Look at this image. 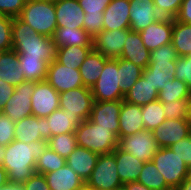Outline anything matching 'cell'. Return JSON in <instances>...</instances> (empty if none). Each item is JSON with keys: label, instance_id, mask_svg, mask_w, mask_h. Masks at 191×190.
Here are the masks:
<instances>
[{"label": "cell", "instance_id": "52a82bcc", "mask_svg": "<svg viewBox=\"0 0 191 190\" xmlns=\"http://www.w3.org/2000/svg\"><path fill=\"white\" fill-rule=\"evenodd\" d=\"M118 58L109 59L101 71L100 77L91 87L94 101H116L124 99L119 84Z\"/></svg>", "mask_w": 191, "mask_h": 190}, {"label": "cell", "instance_id": "db71d44e", "mask_svg": "<svg viewBox=\"0 0 191 190\" xmlns=\"http://www.w3.org/2000/svg\"><path fill=\"white\" fill-rule=\"evenodd\" d=\"M123 185L127 188V190H151L150 188L146 187L145 185L137 181L128 182Z\"/></svg>", "mask_w": 191, "mask_h": 190}, {"label": "cell", "instance_id": "d590c367", "mask_svg": "<svg viewBox=\"0 0 191 190\" xmlns=\"http://www.w3.org/2000/svg\"><path fill=\"white\" fill-rule=\"evenodd\" d=\"M137 182L142 183L151 190H165L170 188L152 161L144 162Z\"/></svg>", "mask_w": 191, "mask_h": 190}, {"label": "cell", "instance_id": "8d00e7d4", "mask_svg": "<svg viewBox=\"0 0 191 190\" xmlns=\"http://www.w3.org/2000/svg\"><path fill=\"white\" fill-rule=\"evenodd\" d=\"M191 96V90L185 82L177 78L169 80V83L159 91L158 100L161 103H169L174 100L188 99Z\"/></svg>", "mask_w": 191, "mask_h": 190}, {"label": "cell", "instance_id": "30bf717a", "mask_svg": "<svg viewBox=\"0 0 191 190\" xmlns=\"http://www.w3.org/2000/svg\"><path fill=\"white\" fill-rule=\"evenodd\" d=\"M59 107L72 114L87 120L90 117L94 103L91 88L81 86L59 93Z\"/></svg>", "mask_w": 191, "mask_h": 190}, {"label": "cell", "instance_id": "f6af8a7d", "mask_svg": "<svg viewBox=\"0 0 191 190\" xmlns=\"http://www.w3.org/2000/svg\"><path fill=\"white\" fill-rule=\"evenodd\" d=\"M175 78L185 82L191 90V55L179 57L177 59Z\"/></svg>", "mask_w": 191, "mask_h": 190}, {"label": "cell", "instance_id": "9a60e30c", "mask_svg": "<svg viewBox=\"0 0 191 190\" xmlns=\"http://www.w3.org/2000/svg\"><path fill=\"white\" fill-rule=\"evenodd\" d=\"M123 101H94L89 119L99 127L110 128L119 138V114Z\"/></svg>", "mask_w": 191, "mask_h": 190}, {"label": "cell", "instance_id": "5bb4252c", "mask_svg": "<svg viewBox=\"0 0 191 190\" xmlns=\"http://www.w3.org/2000/svg\"><path fill=\"white\" fill-rule=\"evenodd\" d=\"M15 140L30 144L32 141L49 140L51 131H47V118L28 116L15 123Z\"/></svg>", "mask_w": 191, "mask_h": 190}, {"label": "cell", "instance_id": "681fc988", "mask_svg": "<svg viewBox=\"0 0 191 190\" xmlns=\"http://www.w3.org/2000/svg\"><path fill=\"white\" fill-rule=\"evenodd\" d=\"M112 0H78L84 13L103 15L104 10Z\"/></svg>", "mask_w": 191, "mask_h": 190}, {"label": "cell", "instance_id": "603a6c76", "mask_svg": "<svg viewBox=\"0 0 191 190\" xmlns=\"http://www.w3.org/2000/svg\"><path fill=\"white\" fill-rule=\"evenodd\" d=\"M99 154L77 146L66 158V164L86 183L96 166Z\"/></svg>", "mask_w": 191, "mask_h": 190}, {"label": "cell", "instance_id": "484cf974", "mask_svg": "<svg viewBox=\"0 0 191 190\" xmlns=\"http://www.w3.org/2000/svg\"><path fill=\"white\" fill-rule=\"evenodd\" d=\"M0 80L13 86H18L26 81L18 60V53L13 49L0 52Z\"/></svg>", "mask_w": 191, "mask_h": 190}, {"label": "cell", "instance_id": "3957f363", "mask_svg": "<svg viewBox=\"0 0 191 190\" xmlns=\"http://www.w3.org/2000/svg\"><path fill=\"white\" fill-rule=\"evenodd\" d=\"M178 58L179 55L172 43L160 46L150 51V62L143 69L142 76L160 91L169 83V80L175 78Z\"/></svg>", "mask_w": 191, "mask_h": 190}, {"label": "cell", "instance_id": "d6a6232c", "mask_svg": "<svg viewBox=\"0 0 191 190\" xmlns=\"http://www.w3.org/2000/svg\"><path fill=\"white\" fill-rule=\"evenodd\" d=\"M172 45L179 57L191 55V24L173 19Z\"/></svg>", "mask_w": 191, "mask_h": 190}, {"label": "cell", "instance_id": "44dd1931", "mask_svg": "<svg viewBox=\"0 0 191 190\" xmlns=\"http://www.w3.org/2000/svg\"><path fill=\"white\" fill-rule=\"evenodd\" d=\"M57 27L83 28L84 11L78 0L54 1Z\"/></svg>", "mask_w": 191, "mask_h": 190}, {"label": "cell", "instance_id": "4dcf8cb0", "mask_svg": "<svg viewBox=\"0 0 191 190\" xmlns=\"http://www.w3.org/2000/svg\"><path fill=\"white\" fill-rule=\"evenodd\" d=\"M159 91L156 87L141 76L129 91L124 94V101L139 106L147 105L150 102L158 100Z\"/></svg>", "mask_w": 191, "mask_h": 190}, {"label": "cell", "instance_id": "6da1fadb", "mask_svg": "<svg viewBox=\"0 0 191 190\" xmlns=\"http://www.w3.org/2000/svg\"><path fill=\"white\" fill-rule=\"evenodd\" d=\"M47 146V140L27 144L15 139L7 145L2 167L9 182L25 183L35 173L36 162Z\"/></svg>", "mask_w": 191, "mask_h": 190}, {"label": "cell", "instance_id": "f35d334b", "mask_svg": "<svg viewBox=\"0 0 191 190\" xmlns=\"http://www.w3.org/2000/svg\"><path fill=\"white\" fill-rule=\"evenodd\" d=\"M66 165V159L47 146L36 162L35 173L47 174Z\"/></svg>", "mask_w": 191, "mask_h": 190}, {"label": "cell", "instance_id": "ac0fdd59", "mask_svg": "<svg viewBox=\"0 0 191 190\" xmlns=\"http://www.w3.org/2000/svg\"><path fill=\"white\" fill-rule=\"evenodd\" d=\"M173 18L161 17L140 31L142 41L149 51L172 43Z\"/></svg>", "mask_w": 191, "mask_h": 190}, {"label": "cell", "instance_id": "836d02e7", "mask_svg": "<svg viewBox=\"0 0 191 190\" xmlns=\"http://www.w3.org/2000/svg\"><path fill=\"white\" fill-rule=\"evenodd\" d=\"M119 87L123 94L142 76L143 68L123 58H118Z\"/></svg>", "mask_w": 191, "mask_h": 190}, {"label": "cell", "instance_id": "c3c4849f", "mask_svg": "<svg viewBox=\"0 0 191 190\" xmlns=\"http://www.w3.org/2000/svg\"><path fill=\"white\" fill-rule=\"evenodd\" d=\"M26 0H0V15L18 17Z\"/></svg>", "mask_w": 191, "mask_h": 190}, {"label": "cell", "instance_id": "83f0119b", "mask_svg": "<svg viewBox=\"0 0 191 190\" xmlns=\"http://www.w3.org/2000/svg\"><path fill=\"white\" fill-rule=\"evenodd\" d=\"M56 48L67 46H93V38L83 28L57 27L52 37Z\"/></svg>", "mask_w": 191, "mask_h": 190}, {"label": "cell", "instance_id": "b9f144b4", "mask_svg": "<svg viewBox=\"0 0 191 190\" xmlns=\"http://www.w3.org/2000/svg\"><path fill=\"white\" fill-rule=\"evenodd\" d=\"M166 119H186L187 99L162 103Z\"/></svg>", "mask_w": 191, "mask_h": 190}, {"label": "cell", "instance_id": "6125c7cd", "mask_svg": "<svg viewBox=\"0 0 191 190\" xmlns=\"http://www.w3.org/2000/svg\"><path fill=\"white\" fill-rule=\"evenodd\" d=\"M115 190H127V188L124 185H122V186L116 188Z\"/></svg>", "mask_w": 191, "mask_h": 190}, {"label": "cell", "instance_id": "e0dca14e", "mask_svg": "<svg viewBox=\"0 0 191 190\" xmlns=\"http://www.w3.org/2000/svg\"><path fill=\"white\" fill-rule=\"evenodd\" d=\"M127 38V29L102 30L93 39V49L108 59L120 58Z\"/></svg>", "mask_w": 191, "mask_h": 190}, {"label": "cell", "instance_id": "8fae6325", "mask_svg": "<svg viewBox=\"0 0 191 190\" xmlns=\"http://www.w3.org/2000/svg\"><path fill=\"white\" fill-rule=\"evenodd\" d=\"M118 146L143 162L151 161L160 148L149 130L120 137Z\"/></svg>", "mask_w": 191, "mask_h": 190}, {"label": "cell", "instance_id": "e575fe53", "mask_svg": "<svg viewBox=\"0 0 191 190\" xmlns=\"http://www.w3.org/2000/svg\"><path fill=\"white\" fill-rule=\"evenodd\" d=\"M21 70L27 81H44L48 70V62L43 58L18 57Z\"/></svg>", "mask_w": 191, "mask_h": 190}, {"label": "cell", "instance_id": "ffe728a7", "mask_svg": "<svg viewBox=\"0 0 191 190\" xmlns=\"http://www.w3.org/2000/svg\"><path fill=\"white\" fill-rule=\"evenodd\" d=\"M130 0H112L103 12V30L130 29Z\"/></svg>", "mask_w": 191, "mask_h": 190}, {"label": "cell", "instance_id": "2e32d148", "mask_svg": "<svg viewBox=\"0 0 191 190\" xmlns=\"http://www.w3.org/2000/svg\"><path fill=\"white\" fill-rule=\"evenodd\" d=\"M152 134L160 148H168L190 134V124L186 119H166Z\"/></svg>", "mask_w": 191, "mask_h": 190}, {"label": "cell", "instance_id": "4fadbf2b", "mask_svg": "<svg viewBox=\"0 0 191 190\" xmlns=\"http://www.w3.org/2000/svg\"><path fill=\"white\" fill-rule=\"evenodd\" d=\"M59 102V93L46 80L36 82L31 95L32 115L47 117L60 108Z\"/></svg>", "mask_w": 191, "mask_h": 190}, {"label": "cell", "instance_id": "7402d4cb", "mask_svg": "<svg viewBox=\"0 0 191 190\" xmlns=\"http://www.w3.org/2000/svg\"><path fill=\"white\" fill-rule=\"evenodd\" d=\"M120 58L133 62L143 69L147 67L150 62V51L144 45L139 32L127 29V38Z\"/></svg>", "mask_w": 191, "mask_h": 190}, {"label": "cell", "instance_id": "ee69618b", "mask_svg": "<svg viewBox=\"0 0 191 190\" xmlns=\"http://www.w3.org/2000/svg\"><path fill=\"white\" fill-rule=\"evenodd\" d=\"M14 129L15 122L0 112V145L7 146L15 139Z\"/></svg>", "mask_w": 191, "mask_h": 190}, {"label": "cell", "instance_id": "ab89813d", "mask_svg": "<svg viewBox=\"0 0 191 190\" xmlns=\"http://www.w3.org/2000/svg\"><path fill=\"white\" fill-rule=\"evenodd\" d=\"M48 146L65 159L77 147L75 132L63 133L52 136L48 141Z\"/></svg>", "mask_w": 191, "mask_h": 190}, {"label": "cell", "instance_id": "9c48e42d", "mask_svg": "<svg viewBox=\"0 0 191 190\" xmlns=\"http://www.w3.org/2000/svg\"><path fill=\"white\" fill-rule=\"evenodd\" d=\"M36 81H25L15 86L13 95L4 105L2 113L12 121L19 122L25 117L32 115L31 95L33 94Z\"/></svg>", "mask_w": 191, "mask_h": 190}, {"label": "cell", "instance_id": "7dc6e473", "mask_svg": "<svg viewBox=\"0 0 191 190\" xmlns=\"http://www.w3.org/2000/svg\"><path fill=\"white\" fill-rule=\"evenodd\" d=\"M83 29L94 39L103 30V15L85 13Z\"/></svg>", "mask_w": 191, "mask_h": 190}, {"label": "cell", "instance_id": "bcb514c9", "mask_svg": "<svg viewBox=\"0 0 191 190\" xmlns=\"http://www.w3.org/2000/svg\"><path fill=\"white\" fill-rule=\"evenodd\" d=\"M173 152L182 159L186 166L191 170V137L188 136L177 141L169 147Z\"/></svg>", "mask_w": 191, "mask_h": 190}, {"label": "cell", "instance_id": "816d5d0a", "mask_svg": "<svg viewBox=\"0 0 191 190\" xmlns=\"http://www.w3.org/2000/svg\"><path fill=\"white\" fill-rule=\"evenodd\" d=\"M181 23L191 24V0H183L180 9L174 18Z\"/></svg>", "mask_w": 191, "mask_h": 190}, {"label": "cell", "instance_id": "8992f818", "mask_svg": "<svg viewBox=\"0 0 191 190\" xmlns=\"http://www.w3.org/2000/svg\"><path fill=\"white\" fill-rule=\"evenodd\" d=\"M151 161L170 188L178 187L190 174L185 162L169 147L159 148Z\"/></svg>", "mask_w": 191, "mask_h": 190}, {"label": "cell", "instance_id": "5b68a950", "mask_svg": "<svg viewBox=\"0 0 191 190\" xmlns=\"http://www.w3.org/2000/svg\"><path fill=\"white\" fill-rule=\"evenodd\" d=\"M18 18L38 34L51 38L57 29L55 6L52 0H26Z\"/></svg>", "mask_w": 191, "mask_h": 190}, {"label": "cell", "instance_id": "1f68e13d", "mask_svg": "<svg viewBox=\"0 0 191 190\" xmlns=\"http://www.w3.org/2000/svg\"><path fill=\"white\" fill-rule=\"evenodd\" d=\"M93 46H67L57 48L56 61L62 65L80 68Z\"/></svg>", "mask_w": 191, "mask_h": 190}, {"label": "cell", "instance_id": "d4e9b609", "mask_svg": "<svg viewBox=\"0 0 191 190\" xmlns=\"http://www.w3.org/2000/svg\"><path fill=\"white\" fill-rule=\"evenodd\" d=\"M112 153L115 155L121 182L125 184L137 181L144 162L122 150L119 146Z\"/></svg>", "mask_w": 191, "mask_h": 190}, {"label": "cell", "instance_id": "be15d7a7", "mask_svg": "<svg viewBox=\"0 0 191 190\" xmlns=\"http://www.w3.org/2000/svg\"><path fill=\"white\" fill-rule=\"evenodd\" d=\"M165 190H178L177 187H171V188H168V189H165Z\"/></svg>", "mask_w": 191, "mask_h": 190}, {"label": "cell", "instance_id": "277c9868", "mask_svg": "<svg viewBox=\"0 0 191 190\" xmlns=\"http://www.w3.org/2000/svg\"><path fill=\"white\" fill-rule=\"evenodd\" d=\"M77 146L99 155L112 153L119 145V138L110 128L99 127L89 118L75 130Z\"/></svg>", "mask_w": 191, "mask_h": 190}, {"label": "cell", "instance_id": "11a10c76", "mask_svg": "<svg viewBox=\"0 0 191 190\" xmlns=\"http://www.w3.org/2000/svg\"><path fill=\"white\" fill-rule=\"evenodd\" d=\"M0 190H25V188L21 183H13L8 181L0 187Z\"/></svg>", "mask_w": 191, "mask_h": 190}, {"label": "cell", "instance_id": "60d3db41", "mask_svg": "<svg viewBox=\"0 0 191 190\" xmlns=\"http://www.w3.org/2000/svg\"><path fill=\"white\" fill-rule=\"evenodd\" d=\"M13 18L0 15V52L12 50Z\"/></svg>", "mask_w": 191, "mask_h": 190}, {"label": "cell", "instance_id": "7bdbcfd3", "mask_svg": "<svg viewBox=\"0 0 191 190\" xmlns=\"http://www.w3.org/2000/svg\"><path fill=\"white\" fill-rule=\"evenodd\" d=\"M157 13L164 18H175L183 0H153Z\"/></svg>", "mask_w": 191, "mask_h": 190}, {"label": "cell", "instance_id": "9f6ffc18", "mask_svg": "<svg viewBox=\"0 0 191 190\" xmlns=\"http://www.w3.org/2000/svg\"><path fill=\"white\" fill-rule=\"evenodd\" d=\"M8 181L7 171L2 166H0V187H2Z\"/></svg>", "mask_w": 191, "mask_h": 190}, {"label": "cell", "instance_id": "680465c9", "mask_svg": "<svg viewBox=\"0 0 191 190\" xmlns=\"http://www.w3.org/2000/svg\"><path fill=\"white\" fill-rule=\"evenodd\" d=\"M186 120L191 125V96L187 99Z\"/></svg>", "mask_w": 191, "mask_h": 190}, {"label": "cell", "instance_id": "ba28073f", "mask_svg": "<svg viewBox=\"0 0 191 190\" xmlns=\"http://www.w3.org/2000/svg\"><path fill=\"white\" fill-rule=\"evenodd\" d=\"M86 184L93 190H115L123 185L113 153L99 155L96 166Z\"/></svg>", "mask_w": 191, "mask_h": 190}, {"label": "cell", "instance_id": "d6986e66", "mask_svg": "<svg viewBox=\"0 0 191 190\" xmlns=\"http://www.w3.org/2000/svg\"><path fill=\"white\" fill-rule=\"evenodd\" d=\"M130 30L140 32L159 20L153 0H130Z\"/></svg>", "mask_w": 191, "mask_h": 190}, {"label": "cell", "instance_id": "4316f807", "mask_svg": "<svg viewBox=\"0 0 191 190\" xmlns=\"http://www.w3.org/2000/svg\"><path fill=\"white\" fill-rule=\"evenodd\" d=\"M50 190H76L85 182L67 164L54 172L44 174Z\"/></svg>", "mask_w": 191, "mask_h": 190}, {"label": "cell", "instance_id": "f546056e", "mask_svg": "<svg viewBox=\"0 0 191 190\" xmlns=\"http://www.w3.org/2000/svg\"><path fill=\"white\" fill-rule=\"evenodd\" d=\"M108 60V58L94 49L89 52L79 68L83 85L85 87L91 88L96 83L100 77L102 69L105 66V63Z\"/></svg>", "mask_w": 191, "mask_h": 190}, {"label": "cell", "instance_id": "94428289", "mask_svg": "<svg viewBox=\"0 0 191 190\" xmlns=\"http://www.w3.org/2000/svg\"><path fill=\"white\" fill-rule=\"evenodd\" d=\"M76 190H93L91 187H89L86 183L82 186V187H80V188H78V189H76Z\"/></svg>", "mask_w": 191, "mask_h": 190}, {"label": "cell", "instance_id": "74e56055", "mask_svg": "<svg viewBox=\"0 0 191 190\" xmlns=\"http://www.w3.org/2000/svg\"><path fill=\"white\" fill-rule=\"evenodd\" d=\"M141 107L145 130L153 131L165 122L166 116L160 100L150 102Z\"/></svg>", "mask_w": 191, "mask_h": 190}, {"label": "cell", "instance_id": "f5cc1de1", "mask_svg": "<svg viewBox=\"0 0 191 190\" xmlns=\"http://www.w3.org/2000/svg\"><path fill=\"white\" fill-rule=\"evenodd\" d=\"M15 86L0 80V112H2L4 105L13 95Z\"/></svg>", "mask_w": 191, "mask_h": 190}, {"label": "cell", "instance_id": "91938a15", "mask_svg": "<svg viewBox=\"0 0 191 190\" xmlns=\"http://www.w3.org/2000/svg\"><path fill=\"white\" fill-rule=\"evenodd\" d=\"M5 154H6V146L0 145V166L3 165Z\"/></svg>", "mask_w": 191, "mask_h": 190}, {"label": "cell", "instance_id": "7a4b0ae2", "mask_svg": "<svg viewBox=\"0 0 191 190\" xmlns=\"http://www.w3.org/2000/svg\"><path fill=\"white\" fill-rule=\"evenodd\" d=\"M12 49L18 57L43 58L50 63L56 59L57 48L51 37L38 34L18 17L13 18Z\"/></svg>", "mask_w": 191, "mask_h": 190}, {"label": "cell", "instance_id": "f907efd6", "mask_svg": "<svg viewBox=\"0 0 191 190\" xmlns=\"http://www.w3.org/2000/svg\"><path fill=\"white\" fill-rule=\"evenodd\" d=\"M25 190H50L43 174L34 173L25 183Z\"/></svg>", "mask_w": 191, "mask_h": 190}, {"label": "cell", "instance_id": "6f0895ef", "mask_svg": "<svg viewBox=\"0 0 191 190\" xmlns=\"http://www.w3.org/2000/svg\"><path fill=\"white\" fill-rule=\"evenodd\" d=\"M178 190H191V177L188 176L178 187Z\"/></svg>", "mask_w": 191, "mask_h": 190}, {"label": "cell", "instance_id": "cb8c5ba5", "mask_svg": "<svg viewBox=\"0 0 191 190\" xmlns=\"http://www.w3.org/2000/svg\"><path fill=\"white\" fill-rule=\"evenodd\" d=\"M142 107L123 101L119 114V138L145 130Z\"/></svg>", "mask_w": 191, "mask_h": 190}, {"label": "cell", "instance_id": "f1b7e54d", "mask_svg": "<svg viewBox=\"0 0 191 190\" xmlns=\"http://www.w3.org/2000/svg\"><path fill=\"white\" fill-rule=\"evenodd\" d=\"M47 118V131H51V137L75 132L77 127L84 121L81 117H74L64 109H57Z\"/></svg>", "mask_w": 191, "mask_h": 190}, {"label": "cell", "instance_id": "7c38bea8", "mask_svg": "<svg viewBox=\"0 0 191 190\" xmlns=\"http://www.w3.org/2000/svg\"><path fill=\"white\" fill-rule=\"evenodd\" d=\"M45 80L54 87L58 93L84 86L80 71L77 67L62 65L56 60L48 64Z\"/></svg>", "mask_w": 191, "mask_h": 190}]
</instances>
